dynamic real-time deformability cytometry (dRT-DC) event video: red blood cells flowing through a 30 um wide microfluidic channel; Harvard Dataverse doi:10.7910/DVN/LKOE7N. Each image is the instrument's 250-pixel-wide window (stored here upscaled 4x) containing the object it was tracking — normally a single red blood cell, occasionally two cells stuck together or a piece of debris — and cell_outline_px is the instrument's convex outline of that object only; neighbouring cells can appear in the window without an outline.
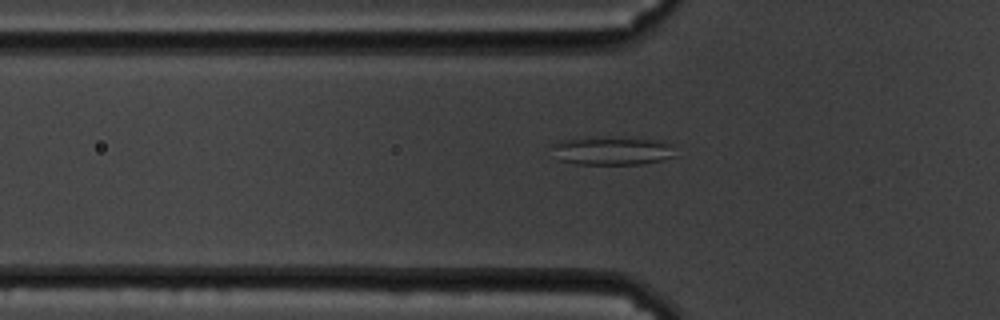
{"species": "common noctule bat (a hibernating species)", "species_latin": "Nyctalus noctula", "temperature_condition": "cold", "stored_images_in_passage": 58, "segment_of_instrument_passage": [1, 2], "camera_frame_rate_fps": 3000, "um_per_image_px": 0.085, "animal": {"sex": "male", "body_mass_g": 19.5, "forearm_length_mm": 54.6}, "frame": {"image": 1, "passage_image": 20, "time_ms": 6.333, "image_size_px": [1000, 320], "cell_outline_px": [[676, 156], [644, 164], [576, 164], [556, 160], [552, 144], [556, 140], [664, 140], [672, 144]], "centroid_in_image_um": [52.05, 12.88], "position_along_channel_um": 73.7, "area_um2": 19.48}}
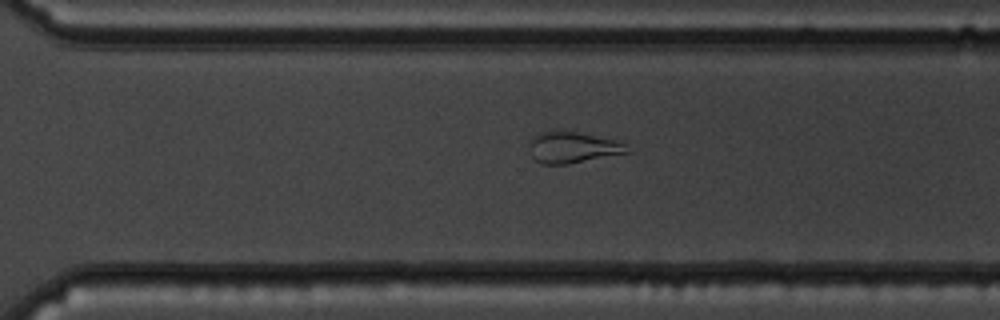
{"frame": {"image": 2, "passage_image": 42, "time_ms": 13.667, "image_size_px": [1000, 320], "cell_outline_px": [[632, 152], [568, 164], [540, 164], [532, 156], [528, 144], [532, 136], [540, 132], [576, 132], [612, 140], [624, 144]], "centroid_in_image_um": [48.64, 12.56], "position_along_channel_um": 322.0, "area_um2": 17.46}}
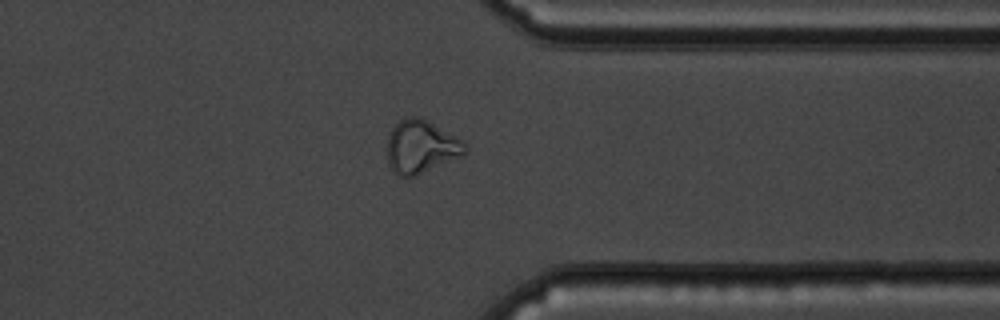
{"frame": {"image": 3, "passage_image": 47, "time_ms": 15.333, "image_size_px": [1000, 320], "cell_outline_px": [[468, 148], [460, 156], [416, 176], [396, 176], [388, 164], [388, 136], [392, 128], [400, 120], [408, 116], [420, 116], [464, 140]], "centroid_in_image_um": [35.78, 12.46], "position_along_channel_um": 375.6, "area_um2": 24.1}}